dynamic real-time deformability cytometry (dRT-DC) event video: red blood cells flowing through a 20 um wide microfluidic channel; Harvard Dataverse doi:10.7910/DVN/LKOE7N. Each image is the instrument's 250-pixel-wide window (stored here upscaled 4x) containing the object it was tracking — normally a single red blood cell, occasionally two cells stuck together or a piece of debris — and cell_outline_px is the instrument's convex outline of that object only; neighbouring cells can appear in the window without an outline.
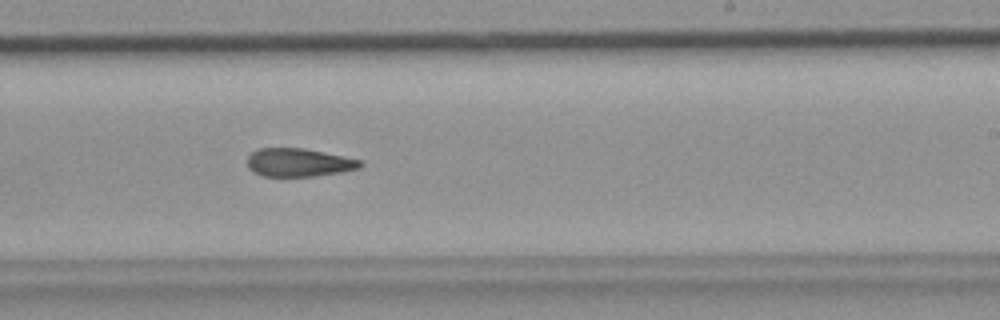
{"species": "common noctule bat (a hibernating species)", "species_latin": "Nyctalus noctula", "temperature_condition": "room temperature", "stored_images_in_passage": 37, "camera_frame_rate_fps": 3000, "um_per_image_px": 0.085, "animal": {"sex": "female", "body_mass_g": 19.9}, "frame": {"image": 1, "passage_image": 22, "time_ms": 7.0, "image_size_px": [1000, 320], "cell_outline_px": [[364, 164], [360, 168], [340, 172], [312, 176], [264, 176], [252, 172], [248, 168], [248, 156], [252, 152], [260, 148], [304, 148], [360, 160]], "centroid_in_image_um": [25.37, 13.81], "position_along_channel_um": 263.6, "area_um2": 18.44}}